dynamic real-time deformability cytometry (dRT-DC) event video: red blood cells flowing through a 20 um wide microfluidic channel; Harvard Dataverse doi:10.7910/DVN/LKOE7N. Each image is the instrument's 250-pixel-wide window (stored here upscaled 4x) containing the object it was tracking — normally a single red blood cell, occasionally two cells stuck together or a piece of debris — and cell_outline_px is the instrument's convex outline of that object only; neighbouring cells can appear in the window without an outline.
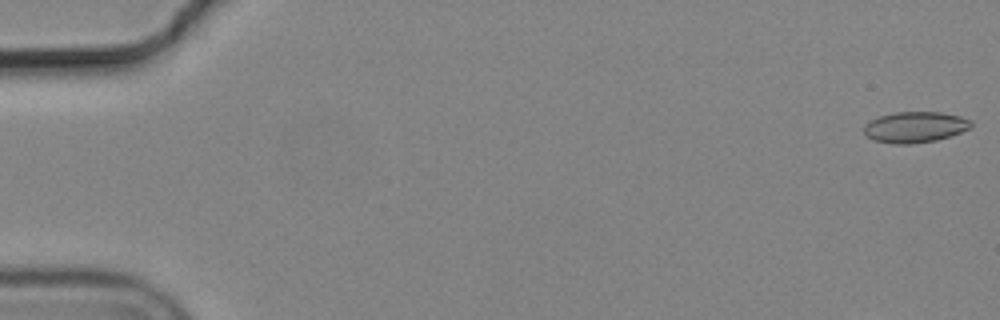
{"species": "common noctule bat (a hibernating species)", "species_latin": "Nyctalus noctula", "temperature_condition": "cold", "stored_images_in_passage": 7, "camera_frame_rate_fps": 3000, "um_per_image_px": 0.085, "animal": {"sex": "male", "body_mass_g": 19.2, "forearm_length_mm": 51.8}, "frame": {"image": 1, "passage_image": 1, "time_ms": 0.0, "image_size_px": [1000, 320], "cell_outline_px": [[972, 124], [968, 128], [960, 132], [936, 140], [908, 144], [892, 144], [872, 140], [864, 132], [864, 124], [880, 116], [896, 112], [940, 112], [960, 116], [972, 120]], "centroid_in_image_um": [77.76, 10.8], "position_along_channel_um": 7.2, "area_um2": 19.13}}